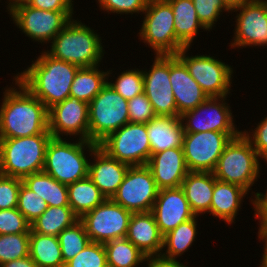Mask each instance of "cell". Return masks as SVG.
Listing matches in <instances>:
<instances>
[{"mask_svg":"<svg viewBox=\"0 0 267 267\" xmlns=\"http://www.w3.org/2000/svg\"><path fill=\"white\" fill-rule=\"evenodd\" d=\"M49 132L53 138L79 135L89 141L88 103L69 96L48 109ZM62 135V137H61Z\"/></svg>","mask_w":267,"mask_h":267,"instance_id":"obj_17","label":"cell"},{"mask_svg":"<svg viewBox=\"0 0 267 267\" xmlns=\"http://www.w3.org/2000/svg\"><path fill=\"white\" fill-rule=\"evenodd\" d=\"M57 237L64 263L74 258L91 242L86 234L84 224L80 220L64 229Z\"/></svg>","mask_w":267,"mask_h":267,"instance_id":"obj_35","label":"cell"},{"mask_svg":"<svg viewBox=\"0 0 267 267\" xmlns=\"http://www.w3.org/2000/svg\"><path fill=\"white\" fill-rule=\"evenodd\" d=\"M139 39L154 49L156 55H176L184 46L176 39L174 13L167 1L147 3Z\"/></svg>","mask_w":267,"mask_h":267,"instance_id":"obj_8","label":"cell"},{"mask_svg":"<svg viewBox=\"0 0 267 267\" xmlns=\"http://www.w3.org/2000/svg\"><path fill=\"white\" fill-rule=\"evenodd\" d=\"M190 47L182 48L176 56L185 64L189 74L209 97L230 94L233 70L228 64L210 55L188 56Z\"/></svg>","mask_w":267,"mask_h":267,"instance_id":"obj_12","label":"cell"},{"mask_svg":"<svg viewBox=\"0 0 267 267\" xmlns=\"http://www.w3.org/2000/svg\"><path fill=\"white\" fill-rule=\"evenodd\" d=\"M22 179L0 174V210L16 208Z\"/></svg>","mask_w":267,"mask_h":267,"instance_id":"obj_43","label":"cell"},{"mask_svg":"<svg viewBox=\"0 0 267 267\" xmlns=\"http://www.w3.org/2000/svg\"><path fill=\"white\" fill-rule=\"evenodd\" d=\"M227 97H208L195 109L180 115L184 133L207 131L242 133L234 125L231 107L225 101Z\"/></svg>","mask_w":267,"mask_h":267,"instance_id":"obj_14","label":"cell"},{"mask_svg":"<svg viewBox=\"0 0 267 267\" xmlns=\"http://www.w3.org/2000/svg\"><path fill=\"white\" fill-rule=\"evenodd\" d=\"M260 159L251 142L241 133L225 146L213 175L219 181L239 185L249 192L260 176Z\"/></svg>","mask_w":267,"mask_h":267,"instance_id":"obj_6","label":"cell"},{"mask_svg":"<svg viewBox=\"0 0 267 267\" xmlns=\"http://www.w3.org/2000/svg\"><path fill=\"white\" fill-rule=\"evenodd\" d=\"M72 0H29L28 5L48 11H74Z\"/></svg>","mask_w":267,"mask_h":267,"instance_id":"obj_46","label":"cell"},{"mask_svg":"<svg viewBox=\"0 0 267 267\" xmlns=\"http://www.w3.org/2000/svg\"><path fill=\"white\" fill-rule=\"evenodd\" d=\"M126 238L147 257L163 251V235L151 211L132 213Z\"/></svg>","mask_w":267,"mask_h":267,"instance_id":"obj_23","label":"cell"},{"mask_svg":"<svg viewBox=\"0 0 267 267\" xmlns=\"http://www.w3.org/2000/svg\"><path fill=\"white\" fill-rule=\"evenodd\" d=\"M132 212L112 199H106L99 206L85 213L79 220L84 224L91 242L106 243L126 238Z\"/></svg>","mask_w":267,"mask_h":267,"instance_id":"obj_11","label":"cell"},{"mask_svg":"<svg viewBox=\"0 0 267 267\" xmlns=\"http://www.w3.org/2000/svg\"><path fill=\"white\" fill-rule=\"evenodd\" d=\"M74 11H48L27 5L10 13L13 23L36 42L51 41L73 18Z\"/></svg>","mask_w":267,"mask_h":267,"instance_id":"obj_15","label":"cell"},{"mask_svg":"<svg viewBox=\"0 0 267 267\" xmlns=\"http://www.w3.org/2000/svg\"><path fill=\"white\" fill-rule=\"evenodd\" d=\"M174 13V29L176 39L184 46L190 47L198 32V28L207 29L200 22L192 0H166Z\"/></svg>","mask_w":267,"mask_h":267,"instance_id":"obj_27","label":"cell"},{"mask_svg":"<svg viewBox=\"0 0 267 267\" xmlns=\"http://www.w3.org/2000/svg\"><path fill=\"white\" fill-rule=\"evenodd\" d=\"M170 83L177 106L178 118L184 112L195 109L209 97L176 55H170Z\"/></svg>","mask_w":267,"mask_h":267,"instance_id":"obj_21","label":"cell"},{"mask_svg":"<svg viewBox=\"0 0 267 267\" xmlns=\"http://www.w3.org/2000/svg\"><path fill=\"white\" fill-rule=\"evenodd\" d=\"M128 114L130 122L142 124H146L157 116L145 93L128 100Z\"/></svg>","mask_w":267,"mask_h":267,"instance_id":"obj_42","label":"cell"},{"mask_svg":"<svg viewBox=\"0 0 267 267\" xmlns=\"http://www.w3.org/2000/svg\"><path fill=\"white\" fill-rule=\"evenodd\" d=\"M264 241V253H263V257H262V261H261V265L260 267H267V240H263Z\"/></svg>","mask_w":267,"mask_h":267,"instance_id":"obj_53","label":"cell"},{"mask_svg":"<svg viewBox=\"0 0 267 267\" xmlns=\"http://www.w3.org/2000/svg\"><path fill=\"white\" fill-rule=\"evenodd\" d=\"M197 16L207 30H212L221 12H230L222 0H192ZM224 10V11H223Z\"/></svg>","mask_w":267,"mask_h":267,"instance_id":"obj_40","label":"cell"},{"mask_svg":"<svg viewBox=\"0 0 267 267\" xmlns=\"http://www.w3.org/2000/svg\"><path fill=\"white\" fill-rule=\"evenodd\" d=\"M30 223L16 208L0 210V234L30 233Z\"/></svg>","mask_w":267,"mask_h":267,"instance_id":"obj_41","label":"cell"},{"mask_svg":"<svg viewBox=\"0 0 267 267\" xmlns=\"http://www.w3.org/2000/svg\"><path fill=\"white\" fill-rule=\"evenodd\" d=\"M89 141L99 144L108 135L129 123L128 101L108 82L88 104Z\"/></svg>","mask_w":267,"mask_h":267,"instance_id":"obj_7","label":"cell"},{"mask_svg":"<svg viewBox=\"0 0 267 267\" xmlns=\"http://www.w3.org/2000/svg\"><path fill=\"white\" fill-rule=\"evenodd\" d=\"M80 67L50 56L46 51L15 76L49 109L70 96V88Z\"/></svg>","mask_w":267,"mask_h":267,"instance_id":"obj_2","label":"cell"},{"mask_svg":"<svg viewBox=\"0 0 267 267\" xmlns=\"http://www.w3.org/2000/svg\"><path fill=\"white\" fill-rule=\"evenodd\" d=\"M100 9L117 14H133L144 12L147 6L146 0H98Z\"/></svg>","mask_w":267,"mask_h":267,"instance_id":"obj_44","label":"cell"},{"mask_svg":"<svg viewBox=\"0 0 267 267\" xmlns=\"http://www.w3.org/2000/svg\"><path fill=\"white\" fill-rule=\"evenodd\" d=\"M252 131L248 132L244 130L242 133L251 142L258 156L262 160H267V116Z\"/></svg>","mask_w":267,"mask_h":267,"instance_id":"obj_45","label":"cell"},{"mask_svg":"<svg viewBox=\"0 0 267 267\" xmlns=\"http://www.w3.org/2000/svg\"><path fill=\"white\" fill-rule=\"evenodd\" d=\"M29 235L0 234V265L29 256Z\"/></svg>","mask_w":267,"mask_h":267,"instance_id":"obj_36","label":"cell"},{"mask_svg":"<svg viewBox=\"0 0 267 267\" xmlns=\"http://www.w3.org/2000/svg\"><path fill=\"white\" fill-rule=\"evenodd\" d=\"M78 220L79 218L70 206H49L30 226L33 232L58 236L64 229L71 227Z\"/></svg>","mask_w":267,"mask_h":267,"instance_id":"obj_32","label":"cell"},{"mask_svg":"<svg viewBox=\"0 0 267 267\" xmlns=\"http://www.w3.org/2000/svg\"><path fill=\"white\" fill-rule=\"evenodd\" d=\"M0 267H39L30 256L6 262Z\"/></svg>","mask_w":267,"mask_h":267,"instance_id":"obj_49","label":"cell"},{"mask_svg":"<svg viewBox=\"0 0 267 267\" xmlns=\"http://www.w3.org/2000/svg\"><path fill=\"white\" fill-rule=\"evenodd\" d=\"M46 201L36 195L35 192L27 188L23 183L18 193L17 209L25 216L26 220L31 224L48 208Z\"/></svg>","mask_w":267,"mask_h":267,"instance_id":"obj_39","label":"cell"},{"mask_svg":"<svg viewBox=\"0 0 267 267\" xmlns=\"http://www.w3.org/2000/svg\"><path fill=\"white\" fill-rule=\"evenodd\" d=\"M147 2H151V1H166V0H146Z\"/></svg>","mask_w":267,"mask_h":267,"instance_id":"obj_54","label":"cell"},{"mask_svg":"<svg viewBox=\"0 0 267 267\" xmlns=\"http://www.w3.org/2000/svg\"><path fill=\"white\" fill-rule=\"evenodd\" d=\"M235 11L239 14L230 46H267V0H253L232 10Z\"/></svg>","mask_w":267,"mask_h":267,"instance_id":"obj_18","label":"cell"},{"mask_svg":"<svg viewBox=\"0 0 267 267\" xmlns=\"http://www.w3.org/2000/svg\"><path fill=\"white\" fill-rule=\"evenodd\" d=\"M29 256L39 267H65L57 236L39 234L30 229Z\"/></svg>","mask_w":267,"mask_h":267,"instance_id":"obj_30","label":"cell"},{"mask_svg":"<svg viewBox=\"0 0 267 267\" xmlns=\"http://www.w3.org/2000/svg\"><path fill=\"white\" fill-rule=\"evenodd\" d=\"M145 261L148 263L147 267H188L177 260H168L161 256H148Z\"/></svg>","mask_w":267,"mask_h":267,"instance_id":"obj_48","label":"cell"},{"mask_svg":"<svg viewBox=\"0 0 267 267\" xmlns=\"http://www.w3.org/2000/svg\"><path fill=\"white\" fill-rule=\"evenodd\" d=\"M197 215L192 219L179 224L175 229L169 231L163 236V250L161 257L168 260H177V256L183 255L184 252L192 246L197 235Z\"/></svg>","mask_w":267,"mask_h":267,"instance_id":"obj_33","label":"cell"},{"mask_svg":"<svg viewBox=\"0 0 267 267\" xmlns=\"http://www.w3.org/2000/svg\"><path fill=\"white\" fill-rule=\"evenodd\" d=\"M16 87L3 93L0 139L29 137L49 132L48 108L15 77Z\"/></svg>","mask_w":267,"mask_h":267,"instance_id":"obj_1","label":"cell"},{"mask_svg":"<svg viewBox=\"0 0 267 267\" xmlns=\"http://www.w3.org/2000/svg\"><path fill=\"white\" fill-rule=\"evenodd\" d=\"M260 224L258 238L260 240H267V217Z\"/></svg>","mask_w":267,"mask_h":267,"instance_id":"obj_52","label":"cell"},{"mask_svg":"<svg viewBox=\"0 0 267 267\" xmlns=\"http://www.w3.org/2000/svg\"><path fill=\"white\" fill-rule=\"evenodd\" d=\"M158 189L179 188L189 173L182 147L151 154L147 163Z\"/></svg>","mask_w":267,"mask_h":267,"instance_id":"obj_20","label":"cell"},{"mask_svg":"<svg viewBox=\"0 0 267 267\" xmlns=\"http://www.w3.org/2000/svg\"><path fill=\"white\" fill-rule=\"evenodd\" d=\"M51 133L0 139V174L23 179L43 171Z\"/></svg>","mask_w":267,"mask_h":267,"instance_id":"obj_4","label":"cell"},{"mask_svg":"<svg viewBox=\"0 0 267 267\" xmlns=\"http://www.w3.org/2000/svg\"><path fill=\"white\" fill-rule=\"evenodd\" d=\"M225 6L232 11L233 9H236L238 7H241L245 5L246 3H249L253 0H222Z\"/></svg>","mask_w":267,"mask_h":267,"instance_id":"obj_50","label":"cell"},{"mask_svg":"<svg viewBox=\"0 0 267 267\" xmlns=\"http://www.w3.org/2000/svg\"><path fill=\"white\" fill-rule=\"evenodd\" d=\"M216 180L213 172H189L182 181L181 188L195 215L210 213Z\"/></svg>","mask_w":267,"mask_h":267,"instance_id":"obj_26","label":"cell"},{"mask_svg":"<svg viewBox=\"0 0 267 267\" xmlns=\"http://www.w3.org/2000/svg\"><path fill=\"white\" fill-rule=\"evenodd\" d=\"M151 154L167 149L182 147L183 126L180 118L156 116L146 123Z\"/></svg>","mask_w":267,"mask_h":267,"instance_id":"obj_24","label":"cell"},{"mask_svg":"<svg viewBox=\"0 0 267 267\" xmlns=\"http://www.w3.org/2000/svg\"><path fill=\"white\" fill-rule=\"evenodd\" d=\"M90 156L95 159L93 158L94 163L89 162L88 177L107 199H112L122 183L129 165L109 157L99 147L94 152H90Z\"/></svg>","mask_w":267,"mask_h":267,"instance_id":"obj_22","label":"cell"},{"mask_svg":"<svg viewBox=\"0 0 267 267\" xmlns=\"http://www.w3.org/2000/svg\"><path fill=\"white\" fill-rule=\"evenodd\" d=\"M107 82L127 101L144 93L143 72L138 68L121 72L114 83Z\"/></svg>","mask_w":267,"mask_h":267,"instance_id":"obj_37","label":"cell"},{"mask_svg":"<svg viewBox=\"0 0 267 267\" xmlns=\"http://www.w3.org/2000/svg\"><path fill=\"white\" fill-rule=\"evenodd\" d=\"M144 93L157 116L178 117L177 106L170 83V55H155L147 72L143 71Z\"/></svg>","mask_w":267,"mask_h":267,"instance_id":"obj_16","label":"cell"},{"mask_svg":"<svg viewBox=\"0 0 267 267\" xmlns=\"http://www.w3.org/2000/svg\"><path fill=\"white\" fill-rule=\"evenodd\" d=\"M23 184L36 195L42 197L48 206H69L67 185L55 180L48 173L41 171L25 176Z\"/></svg>","mask_w":267,"mask_h":267,"instance_id":"obj_28","label":"cell"},{"mask_svg":"<svg viewBox=\"0 0 267 267\" xmlns=\"http://www.w3.org/2000/svg\"><path fill=\"white\" fill-rule=\"evenodd\" d=\"M71 19L50 42L46 52L53 58L81 67L100 65L104 55L102 39L94 29Z\"/></svg>","mask_w":267,"mask_h":267,"instance_id":"obj_3","label":"cell"},{"mask_svg":"<svg viewBox=\"0 0 267 267\" xmlns=\"http://www.w3.org/2000/svg\"><path fill=\"white\" fill-rule=\"evenodd\" d=\"M109 157L129 166L147 165L151 147L146 124L129 122L98 144Z\"/></svg>","mask_w":267,"mask_h":267,"instance_id":"obj_9","label":"cell"},{"mask_svg":"<svg viewBox=\"0 0 267 267\" xmlns=\"http://www.w3.org/2000/svg\"><path fill=\"white\" fill-rule=\"evenodd\" d=\"M241 133H184L182 148L189 172H213L225 146Z\"/></svg>","mask_w":267,"mask_h":267,"instance_id":"obj_10","label":"cell"},{"mask_svg":"<svg viewBox=\"0 0 267 267\" xmlns=\"http://www.w3.org/2000/svg\"><path fill=\"white\" fill-rule=\"evenodd\" d=\"M8 12L9 14L13 12L17 7L22 5H27L29 0H8Z\"/></svg>","mask_w":267,"mask_h":267,"instance_id":"obj_51","label":"cell"},{"mask_svg":"<svg viewBox=\"0 0 267 267\" xmlns=\"http://www.w3.org/2000/svg\"><path fill=\"white\" fill-rule=\"evenodd\" d=\"M248 193L246 189L239 185L216 180L213 188L210 214L228 224L234 223L239 208H241L243 197Z\"/></svg>","mask_w":267,"mask_h":267,"instance_id":"obj_25","label":"cell"},{"mask_svg":"<svg viewBox=\"0 0 267 267\" xmlns=\"http://www.w3.org/2000/svg\"><path fill=\"white\" fill-rule=\"evenodd\" d=\"M110 71H101L99 65L79 68L70 88V96L89 104L107 83L112 74Z\"/></svg>","mask_w":267,"mask_h":267,"instance_id":"obj_31","label":"cell"},{"mask_svg":"<svg viewBox=\"0 0 267 267\" xmlns=\"http://www.w3.org/2000/svg\"><path fill=\"white\" fill-rule=\"evenodd\" d=\"M67 189L69 206L79 219L107 199L88 176L67 185Z\"/></svg>","mask_w":267,"mask_h":267,"instance_id":"obj_29","label":"cell"},{"mask_svg":"<svg viewBox=\"0 0 267 267\" xmlns=\"http://www.w3.org/2000/svg\"><path fill=\"white\" fill-rule=\"evenodd\" d=\"M104 248L108 267H136L147 257L127 238L108 241Z\"/></svg>","mask_w":267,"mask_h":267,"instance_id":"obj_34","label":"cell"},{"mask_svg":"<svg viewBox=\"0 0 267 267\" xmlns=\"http://www.w3.org/2000/svg\"><path fill=\"white\" fill-rule=\"evenodd\" d=\"M79 140L71 143L65 138H51L45 156L43 171L58 182L69 185L88 176L89 162L85 151L94 152L96 143ZM85 150V151H84Z\"/></svg>","mask_w":267,"mask_h":267,"instance_id":"obj_5","label":"cell"},{"mask_svg":"<svg viewBox=\"0 0 267 267\" xmlns=\"http://www.w3.org/2000/svg\"><path fill=\"white\" fill-rule=\"evenodd\" d=\"M158 187L147 165L129 166L112 200L132 213L149 212L158 195Z\"/></svg>","mask_w":267,"mask_h":267,"instance_id":"obj_13","label":"cell"},{"mask_svg":"<svg viewBox=\"0 0 267 267\" xmlns=\"http://www.w3.org/2000/svg\"><path fill=\"white\" fill-rule=\"evenodd\" d=\"M65 267H108L103 243L90 242Z\"/></svg>","mask_w":267,"mask_h":267,"instance_id":"obj_38","label":"cell"},{"mask_svg":"<svg viewBox=\"0 0 267 267\" xmlns=\"http://www.w3.org/2000/svg\"><path fill=\"white\" fill-rule=\"evenodd\" d=\"M266 164H267V160H265ZM252 194L255 195V199L251 200L252 205L254 206V211H255V218L260 220L259 221V225L260 223L267 217V190L266 193L264 195V193H260V192H252Z\"/></svg>","mask_w":267,"mask_h":267,"instance_id":"obj_47","label":"cell"},{"mask_svg":"<svg viewBox=\"0 0 267 267\" xmlns=\"http://www.w3.org/2000/svg\"><path fill=\"white\" fill-rule=\"evenodd\" d=\"M151 212L163 236L196 216L181 187L160 189Z\"/></svg>","mask_w":267,"mask_h":267,"instance_id":"obj_19","label":"cell"}]
</instances>
